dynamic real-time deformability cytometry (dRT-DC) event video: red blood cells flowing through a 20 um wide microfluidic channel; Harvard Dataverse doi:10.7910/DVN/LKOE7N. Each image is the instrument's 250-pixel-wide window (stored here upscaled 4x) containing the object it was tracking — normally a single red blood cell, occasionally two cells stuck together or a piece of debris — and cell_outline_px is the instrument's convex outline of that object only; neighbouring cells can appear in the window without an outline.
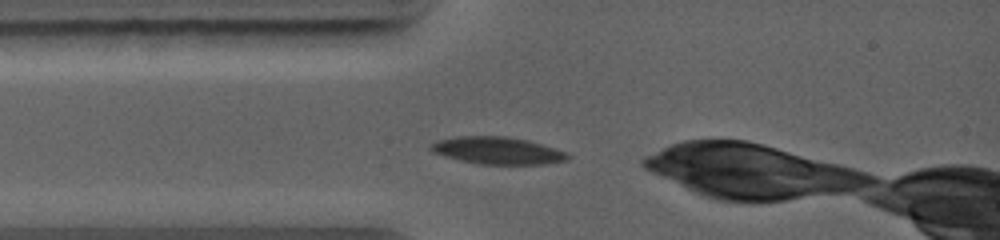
{"species": "common noctule bat (a hibernating species)", "species_latin": "Nyctalus noctula", "temperature_condition": "warm", "stored_images_in_passage": 17, "camera_frame_rate_fps": 5000, "um_per_image_px": 0.085, "animal": {"sex": "female", "body_mass_g": 19.0, "forearm_length_mm": 56.7}, "frame": {"image": 1, "passage_image": 1, "time_ms": 0.0, "image_size_px": [1000, 240], "cell_outline_px": [[572, 156], [568, 160], [544, 164], [480, 164], [460, 160], [444, 156], [432, 152], [428, 148], [428, 144], [436, 140], [456, 136], [508, 136], [528, 140], [568, 152]], "centroid_in_image_um": [42.27, 12.79], "position_along_channel_um": 42.7, "area_um2": 22.02}}